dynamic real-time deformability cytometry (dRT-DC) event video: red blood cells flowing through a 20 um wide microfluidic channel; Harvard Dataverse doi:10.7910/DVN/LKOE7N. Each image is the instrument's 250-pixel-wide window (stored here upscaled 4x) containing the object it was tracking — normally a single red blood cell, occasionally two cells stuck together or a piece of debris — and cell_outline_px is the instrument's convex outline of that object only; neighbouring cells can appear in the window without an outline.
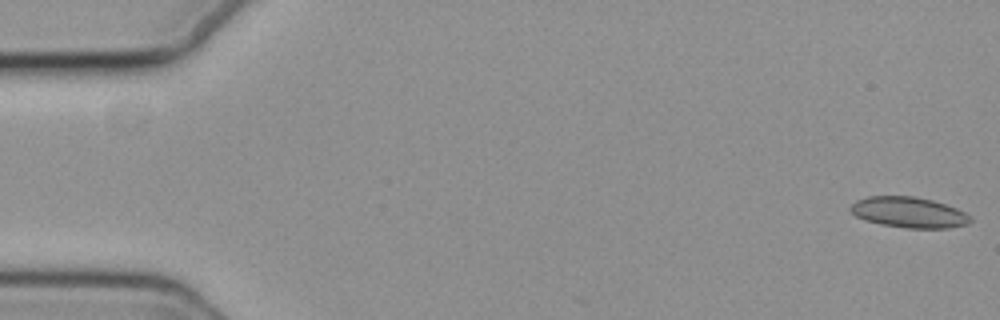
{"species": "common noctule bat (a hibernating species)", "species_latin": "Nyctalus noctula", "temperature_condition": "cold", "stored_images_in_passage": 5, "camera_frame_rate_fps": 3000, "um_per_image_px": 0.085, "animal": {"sex": "female", "body_mass_g": 19.3, "forearm_length_mm": 54.1}, "frame": {"image": 1, "passage_image": 1, "time_ms": 0.0, "image_size_px": [1000, 320], "cell_outline_px": [[972, 220], [968, 224], [948, 228], [908, 228], [880, 224], [864, 220], [856, 216], [848, 208], [856, 200], [868, 196], [916, 196], [932, 200], [956, 208], [972, 216]], "centroid_in_image_um": [77.25, 18.05], "position_along_channel_um": 7.8, "area_um2": 21.5}}